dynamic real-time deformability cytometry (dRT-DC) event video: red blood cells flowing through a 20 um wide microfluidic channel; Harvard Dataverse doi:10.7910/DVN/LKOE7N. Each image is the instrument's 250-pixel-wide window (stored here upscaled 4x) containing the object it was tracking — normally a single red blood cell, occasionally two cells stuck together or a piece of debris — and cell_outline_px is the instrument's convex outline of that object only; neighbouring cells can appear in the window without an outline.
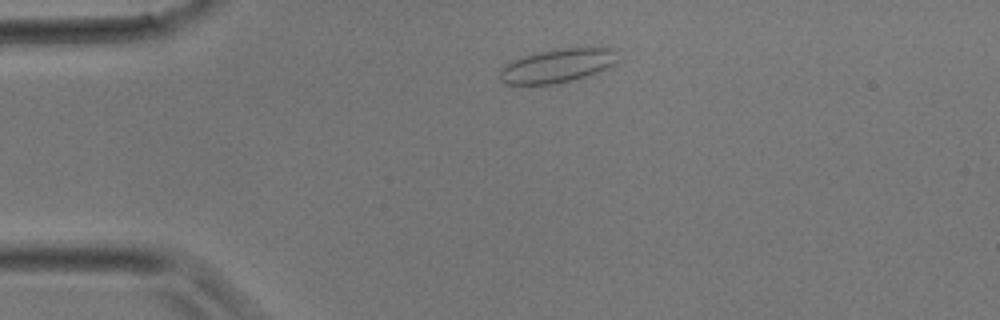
{"species": "common noctule bat (a hibernating species)", "species_latin": "Nyctalus noctula", "temperature_condition": "room temperature", "stored_images_in_passage": 33, "camera_frame_rate_fps": 3000, "um_per_image_px": 0.085, "animal": {"sex": "male", "body_mass_g": 17.9}, "frame": {"image": 1, "passage_image": 4, "time_ms": 1.0, "image_size_px": [1000, 320], "cell_outline_px": [[616, 64], [600, 72], [576, 80], [552, 84], [508, 84], [500, 80], [500, 68], [524, 56], [536, 52], [564, 48], [612, 48], [616, 60]], "centroid_in_image_um": [47.4, 5.6], "position_along_channel_um": 37.6, "area_um2": 22.95}}
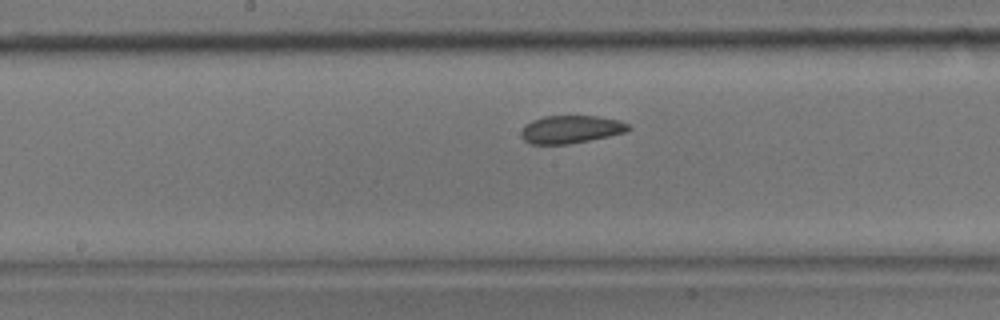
{"frame": {"image": 2, "passage_image": 15, "time_ms": 4.667, "image_size_px": [1000, 320], "cell_outline_px": [[632, 128], [628, 132], [568, 144], [528, 144], [520, 136], [520, 132], [524, 124], [532, 120], [544, 116], [596, 116], [620, 120], [628, 124]], "centroid_in_image_um": [48.5, 10.99], "position_along_channel_um": 199.7, "area_um2": 17.57}}
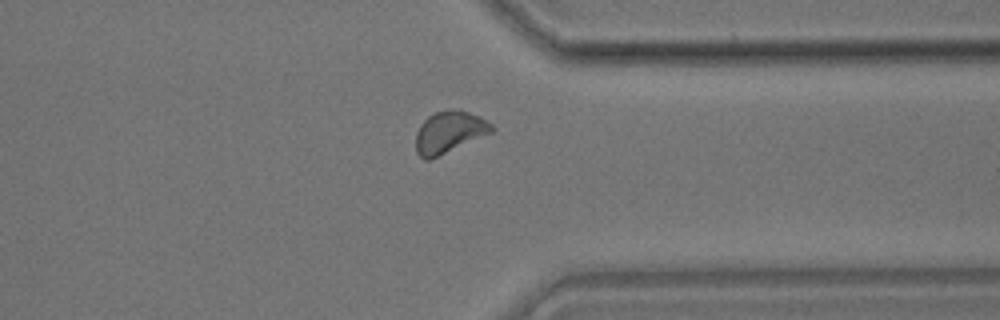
{"frame": {"image": 3, "passage_image": 25, "time_ms": 8.0, "image_size_px": [1000, 320], "cell_outline_px": [[496, 128], [492, 132], [428, 160], [424, 160], [416, 152], [416, 132], [420, 124], [428, 116], [436, 112], [452, 108], [456, 108], [480, 116], [492, 124]], "centroid_in_image_um": [38.18, 11.2], "position_along_channel_um": 373.2, "area_um2": 18.38}}